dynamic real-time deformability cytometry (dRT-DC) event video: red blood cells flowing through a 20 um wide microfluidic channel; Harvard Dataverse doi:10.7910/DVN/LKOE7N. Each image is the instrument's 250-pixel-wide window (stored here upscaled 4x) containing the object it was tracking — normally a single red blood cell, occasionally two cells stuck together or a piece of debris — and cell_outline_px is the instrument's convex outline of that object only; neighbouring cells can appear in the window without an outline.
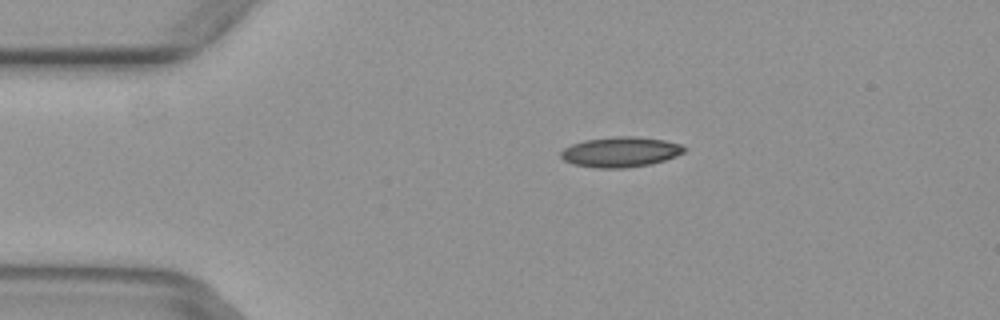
{"species": "common noctule bat (a hibernating species)", "species_latin": "Nyctalus noctula", "temperature_condition": "warm", "stored_images_in_passage": 4, "camera_frame_rate_fps": 3000, "um_per_image_px": 0.085, "animal": {"sex": "female", "body_mass_g": 29.2, "forearm_length_mm": 56.3}, "frame": {"image": 1, "passage_image": 3, "time_ms": 0.667, "image_size_px": [1000, 320], "cell_outline_px": [[688, 148], [684, 152], [676, 156], [664, 160], [648, 164], [628, 168], [596, 168], [572, 164], [564, 160], [560, 156], [560, 152], [564, 148], [572, 144], [584, 140], [616, 136], [636, 136], [664, 140], [680, 144]], "centroid_in_image_um": [52.73, 12.91], "position_along_channel_um": 32.3, "area_um2": 21.79}}